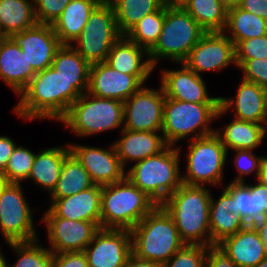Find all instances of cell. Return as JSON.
I'll list each match as a JSON object with an SVG mask.
<instances>
[{"label": "cell", "instance_id": "obj_53", "mask_svg": "<svg viewBox=\"0 0 267 267\" xmlns=\"http://www.w3.org/2000/svg\"><path fill=\"white\" fill-rule=\"evenodd\" d=\"M5 255L2 254V251L0 249V267H9L10 264H8L7 259L4 257Z\"/></svg>", "mask_w": 267, "mask_h": 267}, {"label": "cell", "instance_id": "obj_28", "mask_svg": "<svg viewBox=\"0 0 267 267\" xmlns=\"http://www.w3.org/2000/svg\"><path fill=\"white\" fill-rule=\"evenodd\" d=\"M70 153L69 144L39 151L36 153L27 181L32 180V183L44 189L49 195L58 183L63 162Z\"/></svg>", "mask_w": 267, "mask_h": 267}, {"label": "cell", "instance_id": "obj_37", "mask_svg": "<svg viewBox=\"0 0 267 267\" xmlns=\"http://www.w3.org/2000/svg\"><path fill=\"white\" fill-rule=\"evenodd\" d=\"M165 20V3L155 12L144 16L125 36L149 51L158 40Z\"/></svg>", "mask_w": 267, "mask_h": 267}, {"label": "cell", "instance_id": "obj_35", "mask_svg": "<svg viewBox=\"0 0 267 267\" xmlns=\"http://www.w3.org/2000/svg\"><path fill=\"white\" fill-rule=\"evenodd\" d=\"M182 7L206 32H223L228 8L218 0H187Z\"/></svg>", "mask_w": 267, "mask_h": 267}, {"label": "cell", "instance_id": "obj_58", "mask_svg": "<svg viewBox=\"0 0 267 267\" xmlns=\"http://www.w3.org/2000/svg\"><path fill=\"white\" fill-rule=\"evenodd\" d=\"M4 38V36L1 34V32H0V42H1V40Z\"/></svg>", "mask_w": 267, "mask_h": 267}, {"label": "cell", "instance_id": "obj_36", "mask_svg": "<svg viewBox=\"0 0 267 267\" xmlns=\"http://www.w3.org/2000/svg\"><path fill=\"white\" fill-rule=\"evenodd\" d=\"M118 31L125 35L144 16L157 11L166 0H109Z\"/></svg>", "mask_w": 267, "mask_h": 267}, {"label": "cell", "instance_id": "obj_5", "mask_svg": "<svg viewBox=\"0 0 267 267\" xmlns=\"http://www.w3.org/2000/svg\"><path fill=\"white\" fill-rule=\"evenodd\" d=\"M101 228L133 229L157 204L127 177L101 186Z\"/></svg>", "mask_w": 267, "mask_h": 267}, {"label": "cell", "instance_id": "obj_52", "mask_svg": "<svg viewBox=\"0 0 267 267\" xmlns=\"http://www.w3.org/2000/svg\"><path fill=\"white\" fill-rule=\"evenodd\" d=\"M221 4H223L226 8L231 9L238 6L241 0H218Z\"/></svg>", "mask_w": 267, "mask_h": 267}, {"label": "cell", "instance_id": "obj_26", "mask_svg": "<svg viewBox=\"0 0 267 267\" xmlns=\"http://www.w3.org/2000/svg\"><path fill=\"white\" fill-rule=\"evenodd\" d=\"M106 63L128 75H151L155 70L151 65L148 51L130 41L125 35L111 47Z\"/></svg>", "mask_w": 267, "mask_h": 267}, {"label": "cell", "instance_id": "obj_8", "mask_svg": "<svg viewBox=\"0 0 267 267\" xmlns=\"http://www.w3.org/2000/svg\"><path fill=\"white\" fill-rule=\"evenodd\" d=\"M123 101L96 97L88 92L82 94L58 121L77 137H88L124 125Z\"/></svg>", "mask_w": 267, "mask_h": 267}, {"label": "cell", "instance_id": "obj_20", "mask_svg": "<svg viewBox=\"0 0 267 267\" xmlns=\"http://www.w3.org/2000/svg\"><path fill=\"white\" fill-rule=\"evenodd\" d=\"M178 69H162L161 86L165 97L191 103H220V97L209 95L207 85L202 76L197 75L183 62Z\"/></svg>", "mask_w": 267, "mask_h": 267}, {"label": "cell", "instance_id": "obj_2", "mask_svg": "<svg viewBox=\"0 0 267 267\" xmlns=\"http://www.w3.org/2000/svg\"><path fill=\"white\" fill-rule=\"evenodd\" d=\"M211 195L210 189L206 186L182 184L161 204L172 217L185 244L211 247Z\"/></svg>", "mask_w": 267, "mask_h": 267}, {"label": "cell", "instance_id": "obj_12", "mask_svg": "<svg viewBox=\"0 0 267 267\" xmlns=\"http://www.w3.org/2000/svg\"><path fill=\"white\" fill-rule=\"evenodd\" d=\"M143 85L124 104L123 128L129 131H161L165 93L160 88Z\"/></svg>", "mask_w": 267, "mask_h": 267}, {"label": "cell", "instance_id": "obj_47", "mask_svg": "<svg viewBox=\"0 0 267 267\" xmlns=\"http://www.w3.org/2000/svg\"><path fill=\"white\" fill-rule=\"evenodd\" d=\"M238 7L267 20V0H241Z\"/></svg>", "mask_w": 267, "mask_h": 267}, {"label": "cell", "instance_id": "obj_18", "mask_svg": "<svg viewBox=\"0 0 267 267\" xmlns=\"http://www.w3.org/2000/svg\"><path fill=\"white\" fill-rule=\"evenodd\" d=\"M9 38L25 52L28 63L36 72L51 67L56 51L62 46L51 25L37 23Z\"/></svg>", "mask_w": 267, "mask_h": 267}, {"label": "cell", "instance_id": "obj_7", "mask_svg": "<svg viewBox=\"0 0 267 267\" xmlns=\"http://www.w3.org/2000/svg\"><path fill=\"white\" fill-rule=\"evenodd\" d=\"M220 103H191L165 97L162 135L169 146H176L180 140H193L215 132L211 128L216 121Z\"/></svg>", "mask_w": 267, "mask_h": 267}, {"label": "cell", "instance_id": "obj_30", "mask_svg": "<svg viewBox=\"0 0 267 267\" xmlns=\"http://www.w3.org/2000/svg\"><path fill=\"white\" fill-rule=\"evenodd\" d=\"M223 127V130L216 128L215 133L228 152L230 149L255 150L267 136V128L255 122L233 118L232 122L224 124Z\"/></svg>", "mask_w": 267, "mask_h": 267}, {"label": "cell", "instance_id": "obj_29", "mask_svg": "<svg viewBox=\"0 0 267 267\" xmlns=\"http://www.w3.org/2000/svg\"><path fill=\"white\" fill-rule=\"evenodd\" d=\"M101 0H71L51 25L62 45H71L81 34L90 14Z\"/></svg>", "mask_w": 267, "mask_h": 267}, {"label": "cell", "instance_id": "obj_56", "mask_svg": "<svg viewBox=\"0 0 267 267\" xmlns=\"http://www.w3.org/2000/svg\"><path fill=\"white\" fill-rule=\"evenodd\" d=\"M5 180H4V177H3V173L0 171V188L5 184Z\"/></svg>", "mask_w": 267, "mask_h": 267}, {"label": "cell", "instance_id": "obj_24", "mask_svg": "<svg viewBox=\"0 0 267 267\" xmlns=\"http://www.w3.org/2000/svg\"><path fill=\"white\" fill-rule=\"evenodd\" d=\"M216 246L238 267H255L267 256V248L253 225H246Z\"/></svg>", "mask_w": 267, "mask_h": 267}, {"label": "cell", "instance_id": "obj_21", "mask_svg": "<svg viewBox=\"0 0 267 267\" xmlns=\"http://www.w3.org/2000/svg\"><path fill=\"white\" fill-rule=\"evenodd\" d=\"M101 186L94 184L75 195L50 198L49 208L43 216H58L75 221L101 223Z\"/></svg>", "mask_w": 267, "mask_h": 267}, {"label": "cell", "instance_id": "obj_4", "mask_svg": "<svg viewBox=\"0 0 267 267\" xmlns=\"http://www.w3.org/2000/svg\"><path fill=\"white\" fill-rule=\"evenodd\" d=\"M181 148L167 146L159 154L135 162L126 177L157 205H161L182 184Z\"/></svg>", "mask_w": 267, "mask_h": 267}, {"label": "cell", "instance_id": "obj_34", "mask_svg": "<svg viewBox=\"0 0 267 267\" xmlns=\"http://www.w3.org/2000/svg\"><path fill=\"white\" fill-rule=\"evenodd\" d=\"M89 173L84 169L77 158L70 153L63 162L61 175L49 198H63L75 195L92 187Z\"/></svg>", "mask_w": 267, "mask_h": 267}, {"label": "cell", "instance_id": "obj_45", "mask_svg": "<svg viewBox=\"0 0 267 267\" xmlns=\"http://www.w3.org/2000/svg\"><path fill=\"white\" fill-rule=\"evenodd\" d=\"M53 267H89L86 254L81 252L53 253Z\"/></svg>", "mask_w": 267, "mask_h": 267}, {"label": "cell", "instance_id": "obj_19", "mask_svg": "<svg viewBox=\"0 0 267 267\" xmlns=\"http://www.w3.org/2000/svg\"><path fill=\"white\" fill-rule=\"evenodd\" d=\"M239 83L235 97H220V108L217 111L216 119L222 120L225 113L234 110L232 116L235 119L263 124L267 128L265 89L242 78Z\"/></svg>", "mask_w": 267, "mask_h": 267}, {"label": "cell", "instance_id": "obj_40", "mask_svg": "<svg viewBox=\"0 0 267 267\" xmlns=\"http://www.w3.org/2000/svg\"><path fill=\"white\" fill-rule=\"evenodd\" d=\"M207 248L203 245L185 244L162 267H205Z\"/></svg>", "mask_w": 267, "mask_h": 267}, {"label": "cell", "instance_id": "obj_46", "mask_svg": "<svg viewBox=\"0 0 267 267\" xmlns=\"http://www.w3.org/2000/svg\"><path fill=\"white\" fill-rule=\"evenodd\" d=\"M205 267H238L216 245L207 248Z\"/></svg>", "mask_w": 267, "mask_h": 267}, {"label": "cell", "instance_id": "obj_17", "mask_svg": "<svg viewBox=\"0 0 267 267\" xmlns=\"http://www.w3.org/2000/svg\"><path fill=\"white\" fill-rule=\"evenodd\" d=\"M69 148L70 152L89 173L94 184L108 185L126 177L127 169L121 164L113 143L108 149L76 143H69Z\"/></svg>", "mask_w": 267, "mask_h": 267}, {"label": "cell", "instance_id": "obj_27", "mask_svg": "<svg viewBox=\"0 0 267 267\" xmlns=\"http://www.w3.org/2000/svg\"><path fill=\"white\" fill-rule=\"evenodd\" d=\"M246 225L239 214L233 213L232 195L225 188L219 198H214L211 195L209 208L211 246H215L224 238L234 235Z\"/></svg>", "mask_w": 267, "mask_h": 267}, {"label": "cell", "instance_id": "obj_15", "mask_svg": "<svg viewBox=\"0 0 267 267\" xmlns=\"http://www.w3.org/2000/svg\"><path fill=\"white\" fill-rule=\"evenodd\" d=\"M83 252L89 267H124L132 255L130 230L100 228Z\"/></svg>", "mask_w": 267, "mask_h": 267}, {"label": "cell", "instance_id": "obj_1", "mask_svg": "<svg viewBox=\"0 0 267 267\" xmlns=\"http://www.w3.org/2000/svg\"><path fill=\"white\" fill-rule=\"evenodd\" d=\"M81 95L72 82L48 67L30 80L12 111L26 121H59Z\"/></svg>", "mask_w": 267, "mask_h": 267}, {"label": "cell", "instance_id": "obj_14", "mask_svg": "<svg viewBox=\"0 0 267 267\" xmlns=\"http://www.w3.org/2000/svg\"><path fill=\"white\" fill-rule=\"evenodd\" d=\"M49 250L53 253L81 252L100 230L101 223L75 221L58 216H42Z\"/></svg>", "mask_w": 267, "mask_h": 267}, {"label": "cell", "instance_id": "obj_41", "mask_svg": "<svg viewBox=\"0 0 267 267\" xmlns=\"http://www.w3.org/2000/svg\"><path fill=\"white\" fill-rule=\"evenodd\" d=\"M233 151L235 154L233 161L238 173L232 182H245V177L251 173L255 174V180H257L266 155L257 157L255 150L235 149Z\"/></svg>", "mask_w": 267, "mask_h": 267}, {"label": "cell", "instance_id": "obj_39", "mask_svg": "<svg viewBox=\"0 0 267 267\" xmlns=\"http://www.w3.org/2000/svg\"><path fill=\"white\" fill-rule=\"evenodd\" d=\"M36 154L32 150L17 145L2 172L6 183H22L26 181L34 163Z\"/></svg>", "mask_w": 267, "mask_h": 267}, {"label": "cell", "instance_id": "obj_31", "mask_svg": "<svg viewBox=\"0 0 267 267\" xmlns=\"http://www.w3.org/2000/svg\"><path fill=\"white\" fill-rule=\"evenodd\" d=\"M51 67L81 94L88 91L91 64L71 45H62L56 51Z\"/></svg>", "mask_w": 267, "mask_h": 267}, {"label": "cell", "instance_id": "obj_42", "mask_svg": "<svg viewBox=\"0 0 267 267\" xmlns=\"http://www.w3.org/2000/svg\"><path fill=\"white\" fill-rule=\"evenodd\" d=\"M235 53L237 69L247 60L267 59V34L240 41L235 46Z\"/></svg>", "mask_w": 267, "mask_h": 267}, {"label": "cell", "instance_id": "obj_16", "mask_svg": "<svg viewBox=\"0 0 267 267\" xmlns=\"http://www.w3.org/2000/svg\"><path fill=\"white\" fill-rule=\"evenodd\" d=\"M150 75H128L113 69L106 62L94 63L90 67L88 93L107 99L126 101L136 93Z\"/></svg>", "mask_w": 267, "mask_h": 267}, {"label": "cell", "instance_id": "obj_10", "mask_svg": "<svg viewBox=\"0 0 267 267\" xmlns=\"http://www.w3.org/2000/svg\"><path fill=\"white\" fill-rule=\"evenodd\" d=\"M121 36L112 4L101 1L71 46L90 64L106 62L111 47Z\"/></svg>", "mask_w": 267, "mask_h": 267}, {"label": "cell", "instance_id": "obj_11", "mask_svg": "<svg viewBox=\"0 0 267 267\" xmlns=\"http://www.w3.org/2000/svg\"><path fill=\"white\" fill-rule=\"evenodd\" d=\"M21 183H5L0 188V232L6 243L38 239L33 215ZM38 236V237H37Z\"/></svg>", "mask_w": 267, "mask_h": 267}, {"label": "cell", "instance_id": "obj_13", "mask_svg": "<svg viewBox=\"0 0 267 267\" xmlns=\"http://www.w3.org/2000/svg\"><path fill=\"white\" fill-rule=\"evenodd\" d=\"M183 63L197 75L236 66L235 44L223 32H206Z\"/></svg>", "mask_w": 267, "mask_h": 267}, {"label": "cell", "instance_id": "obj_44", "mask_svg": "<svg viewBox=\"0 0 267 267\" xmlns=\"http://www.w3.org/2000/svg\"><path fill=\"white\" fill-rule=\"evenodd\" d=\"M242 79L267 88V59L247 60L240 68Z\"/></svg>", "mask_w": 267, "mask_h": 267}, {"label": "cell", "instance_id": "obj_57", "mask_svg": "<svg viewBox=\"0 0 267 267\" xmlns=\"http://www.w3.org/2000/svg\"><path fill=\"white\" fill-rule=\"evenodd\" d=\"M265 103H266V111H267V88H265Z\"/></svg>", "mask_w": 267, "mask_h": 267}, {"label": "cell", "instance_id": "obj_32", "mask_svg": "<svg viewBox=\"0 0 267 267\" xmlns=\"http://www.w3.org/2000/svg\"><path fill=\"white\" fill-rule=\"evenodd\" d=\"M37 23L33 0H0V32L4 37Z\"/></svg>", "mask_w": 267, "mask_h": 267}, {"label": "cell", "instance_id": "obj_48", "mask_svg": "<svg viewBox=\"0 0 267 267\" xmlns=\"http://www.w3.org/2000/svg\"><path fill=\"white\" fill-rule=\"evenodd\" d=\"M17 144L8 136H0V171L3 172Z\"/></svg>", "mask_w": 267, "mask_h": 267}, {"label": "cell", "instance_id": "obj_49", "mask_svg": "<svg viewBox=\"0 0 267 267\" xmlns=\"http://www.w3.org/2000/svg\"><path fill=\"white\" fill-rule=\"evenodd\" d=\"M253 226L258 232L261 241L267 248V215L255 222Z\"/></svg>", "mask_w": 267, "mask_h": 267}, {"label": "cell", "instance_id": "obj_43", "mask_svg": "<svg viewBox=\"0 0 267 267\" xmlns=\"http://www.w3.org/2000/svg\"><path fill=\"white\" fill-rule=\"evenodd\" d=\"M38 23L52 25L71 0H33Z\"/></svg>", "mask_w": 267, "mask_h": 267}, {"label": "cell", "instance_id": "obj_3", "mask_svg": "<svg viewBox=\"0 0 267 267\" xmlns=\"http://www.w3.org/2000/svg\"><path fill=\"white\" fill-rule=\"evenodd\" d=\"M130 233L132 254L155 264H164L185 245L172 217L161 205L147 214Z\"/></svg>", "mask_w": 267, "mask_h": 267}, {"label": "cell", "instance_id": "obj_38", "mask_svg": "<svg viewBox=\"0 0 267 267\" xmlns=\"http://www.w3.org/2000/svg\"><path fill=\"white\" fill-rule=\"evenodd\" d=\"M39 239L28 242L7 243L16 254L17 261L9 267H53V252L39 243Z\"/></svg>", "mask_w": 267, "mask_h": 267}, {"label": "cell", "instance_id": "obj_9", "mask_svg": "<svg viewBox=\"0 0 267 267\" xmlns=\"http://www.w3.org/2000/svg\"><path fill=\"white\" fill-rule=\"evenodd\" d=\"M186 150L187 164L184 167L186 171L182 174L183 184L221 186L229 154L219 136L214 132L189 140Z\"/></svg>", "mask_w": 267, "mask_h": 267}, {"label": "cell", "instance_id": "obj_33", "mask_svg": "<svg viewBox=\"0 0 267 267\" xmlns=\"http://www.w3.org/2000/svg\"><path fill=\"white\" fill-rule=\"evenodd\" d=\"M223 33L235 44L243 40L267 34V20L238 6L228 9Z\"/></svg>", "mask_w": 267, "mask_h": 267}, {"label": "cell", "instance_id": "obj_23", "mask_svg": "<svg viewBox=\"0 0 267 267\" xmlns=\"http://www.w3.org/2000/svg\"><path fill=\"white\" fill-rule=\"evenodd\" d=\"M36 74L25 52L4 37L0 42V80L19 96Z\"/></svg>", "mask_w": 267, "mask_h": 267}, {"label": "cell", "instance_id": "obj_55", "mask_svg": "<svg viewBox=\"0 0 267 267\" xmlns=\"http://www.w3.org/2000/svg\"><path fill=\"white\" fill-rule=\"evenodd\" d=\"M255 267H267V256L260 261Z\"/></svg>", "mask_w": 267, "mask_h": 267}, {"label": "cell", "instance_id": "obj_54", "mask_svg": "<svg viewBox=\"0 0 267 267\" xmlns=\"http://www.w3.org/2000/svg\"><path fill=\"white\" fill-rule=\"evenodd\" d=\"M170 5L182 6L187 0H166Z\"/></svg>", "mask_w": 267, "mask_h": 267}, {"label": "cell", "instance_id": "obj_22", "mask_svg": "<svg viewBox=\"0 0 267 267\" xmlns=\"http://www.w3.org/2000/svg\"><path fill=\"white\" fill-rule=\"evenodd\" d=\"M120 131L122 135L113 145L125 169L128 162L135 163L155 156L168 146L161 131H129L124 128Z\"/></svg>", "mask_w": 267, "mask_h": 267}, {"label": "cell", "instance_id": "obj_50", "mask_svg": "<svg viewBox=\"0 0 267 267\" xmlns=\"http://www.w3.org/2000/svg\"><path fill=\"white\" fill-rule=\"evenodd\" d=\"M124 267H162L160 264H155L150 261L138 259L133 254L128 258Z\"/></svg>", "mask_w": 267, "mask_h": 267}, {"label": "cell", "instance_id": "obj_25", "mask_svg": "<svg viewBox=\"0 0 267 267\" xmlns=\"http://www.w3.org/2000/svg\"><path fill=\"white\" fill-rule=\"evenodd\" d=\"M224 188L232 195L233 213L239 214L247 225L267 215V187L259 181L255 184L230 181Z\"/></svg>", "mask_w": 267, "mask_h": 267}, {"label": "cell", "instance_id": "obj_6", "mask_svg": "<svg viewBox=\"0 0 267 267\" xmlns=\"http://www.w3.org/2000/svg\"><path fill=\"white\" fill-rule=\"evenodd\" d=\"M206 31L182 6L165 2V20L155 45L148 51L151 65L156 68L161 59L181 63Z\"/></svg>", "mask_w": 267, "mask_h": 267}, {"label": "cell", "instance_id": "obj_51", "mask_svg": "<svg viewBox=\"0 0 267 267\" xmlns=\"http://www.w3.org/2000/svg\"><path fill=\"white\" fill-rule=\"evenodd\" d=\"M256 181L267 187V155L263 160L259 176Z\"/></svg>", "mask_w": 267, "mask_h": 267}]
</instances>
